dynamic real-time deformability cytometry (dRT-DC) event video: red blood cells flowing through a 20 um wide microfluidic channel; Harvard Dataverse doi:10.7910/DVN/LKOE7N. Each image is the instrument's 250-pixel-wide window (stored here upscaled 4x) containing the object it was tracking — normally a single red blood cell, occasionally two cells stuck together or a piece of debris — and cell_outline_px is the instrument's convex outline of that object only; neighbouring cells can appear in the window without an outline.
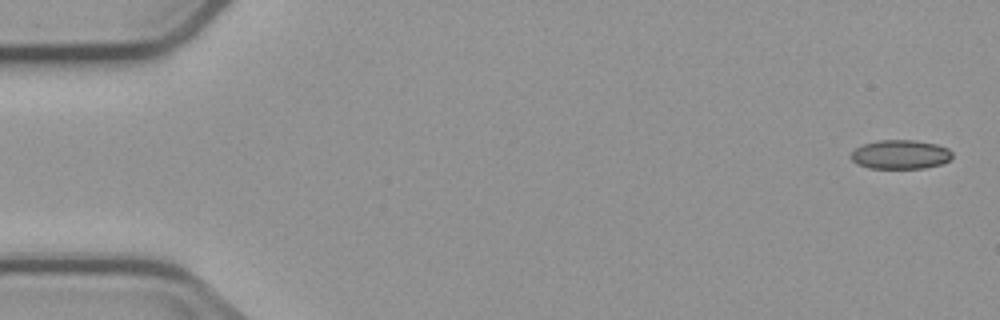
{"species": "common noctule bat (a hibernating species)", "species_latin": "Nyctalus noctula", "temperature_condition": "cold", "stored_images_in_passage": 6, "camera_frame_rate_fps": 3000, "um_per_image_px": 0.085, "animal": {"sex": "male", "body_mass_g": 23.1, "forearm_length_mm": 52.7}, "frame": {"image": 1, "passage_image": 1, "time_ms": 0.0, "image_size_px": [1000, 320], "cell_outline_px": [[952, 156], [948, 160], [940, 164], [924, 168], [868, 168], [852, 160], [848, 156], [856, 148], [864, 144], [876, 140], [916, 140], [936, 144], [948, 148], [952, 152]], "centroid_in_image_um": [76.52, 13.12], "position_along_channel_um": 8.5, "area_um2": 17.11}}
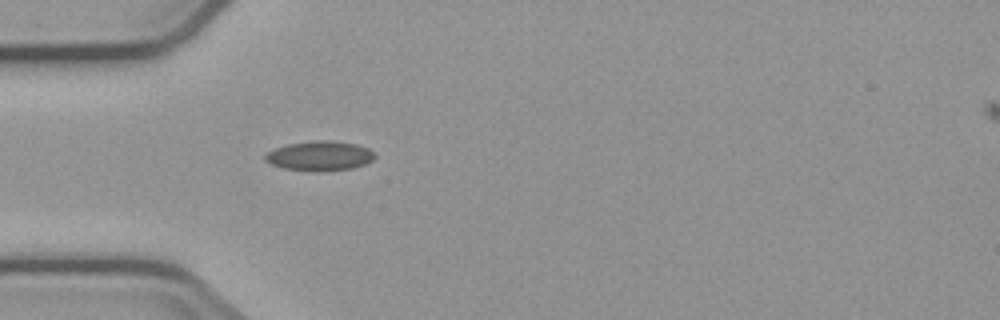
{"frame": {"image": 2, "passage_image": 5, "time_ms": 5.0, "image_size_px": [1000, 320], "cell_outline_px": [[376, 156], [372, 160], [364, 164], [352, 168], [324, 172], [312, 172], [284, 168], [272, 164], [264, 160], [264, 156], [268, 152], [276, 148], [288, 144], [316, 140], [324, 140], [356, 144], [368, 148]], "centroid_in_image_um": [27.17, 13.27], "position_along_channel_um": 57.8, "area_um2": 18.9}}